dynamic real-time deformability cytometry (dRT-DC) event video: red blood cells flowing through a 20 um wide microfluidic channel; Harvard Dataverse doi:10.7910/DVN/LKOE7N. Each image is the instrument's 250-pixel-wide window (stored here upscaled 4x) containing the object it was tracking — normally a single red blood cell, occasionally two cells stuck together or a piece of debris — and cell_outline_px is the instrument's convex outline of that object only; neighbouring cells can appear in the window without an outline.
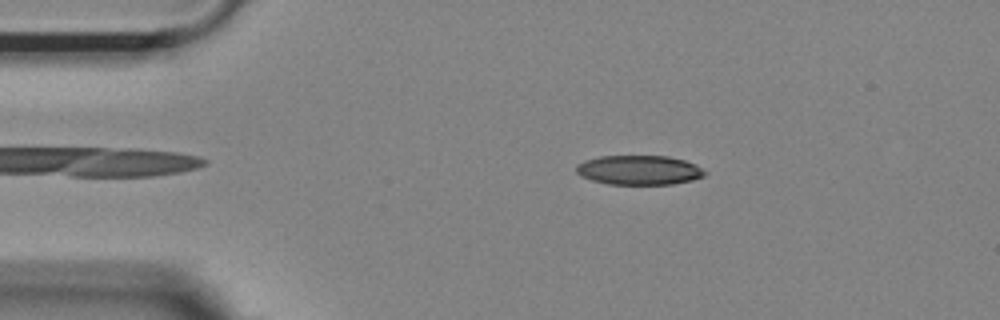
{"species": "Egyptian fruit bat (a non-hibernating species)", "species_latin": "Rousettus aegyptiacus", "temperature_condition": "room temperature", "stored_images_in_passage": 46, "camera_frame_rate_fps": 3000, "um_per_image_px": 0.085, "animal": {"sex": "female"}, "frame": {"image": 1, "passage_image": 9, "time_ms": 2.667, "image_size_px": [1000, 320], "cell_outline_px": [[708, 172], [704, 176], [692, 180], [672, 184], [608, 184], [592, 180], [580, 176], [576, 172], [576, 164], [584, 160], [600, 156], [668, 156], [684, 160], [696, 164]], "centroid_in_image_um": [54.32, 14.45], "position_along_channel_um": 30.7, "area_um2": 22.2}}
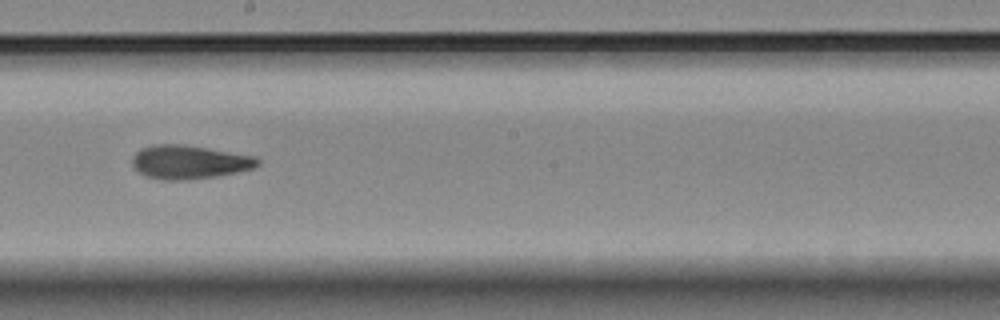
{"frame": {"image": 2, "passage_image": 29, "time_ms": 9.333, "image_size_px": [1000, 320], "cell_outline_px": [[260, 164], [252, 168], [236, 172], [216, 176], [184, 180], [164, 180], [144, 176], [132, 164], [132, 156], [140, 148], [152, 144], [180, 144], [256, 156], [260, 160]], "centroid_in_image_um": [16.06, 13.77], "position_along_channel_um": 232.1, "area_um2": 24.51}}
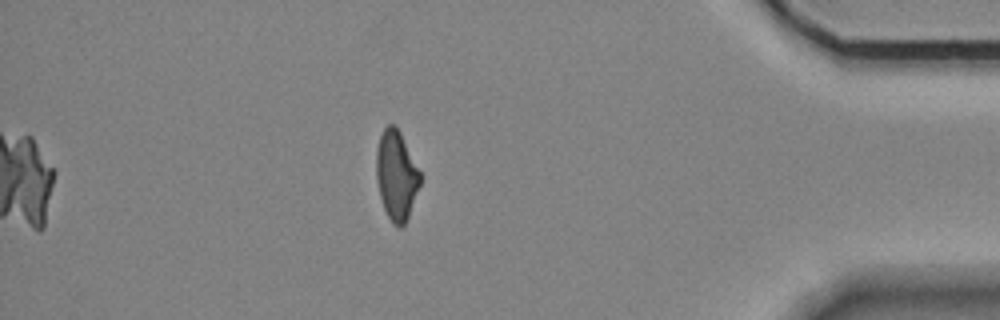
{"frame": {"image": 3, "passage_image": 46, "time_ms": 15.0, "image_size_px": [1000, 320], "cell_outline_px": [[420, 184], [408, 216], [404, 224], [400, 228], [396, 228], [392, 224], [384, 208], [380, 196], [376, 180], [376, 152], [380, 136], [384, 128], [388, 124], [396, 124], [420, 172]], "centroid_in_image_um": [33.67, 14.9], "position_along_channel_um": 401.5, "area_um2": 22.66}, "authors_computed_cell_mechanics": {"area_um2": 23.9292, "velocity_mm_per_s": 3.696, "shape_relaxation_time_tau1_ms": 5.6049, "shape_relaxation_time_tau2_ms": 3.4872, "deformation_change_tau1": 0.16, "deformation_change_tau2": 0.1232}}